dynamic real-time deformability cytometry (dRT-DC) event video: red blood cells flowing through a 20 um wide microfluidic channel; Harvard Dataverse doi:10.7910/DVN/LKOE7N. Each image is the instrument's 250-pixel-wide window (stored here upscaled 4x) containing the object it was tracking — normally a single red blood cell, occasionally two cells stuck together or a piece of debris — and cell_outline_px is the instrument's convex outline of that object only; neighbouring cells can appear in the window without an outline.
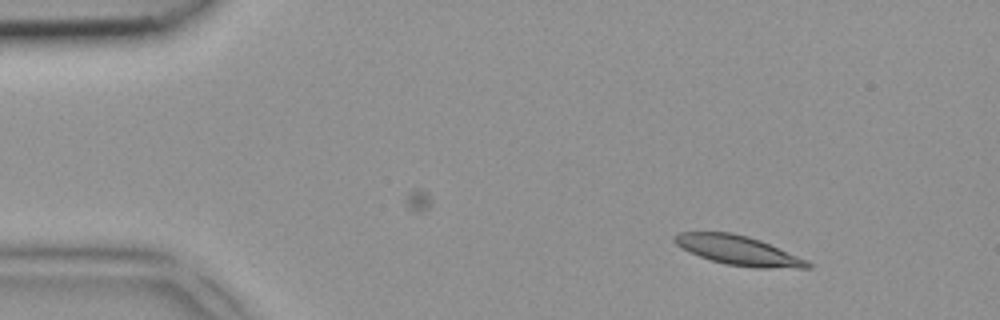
{"species": "common noctule bat (a hibernating species)", "species_latin": "Nyctalus noctula", "temperature_condition": "room temperature", "stored_images_in_passage": 2, "camera_frame_rate_fps": 3000, "um_per_image_px": 0.085, "animal": {"sex": "female", "body_mass_g": 18.4}, "frame": {"image": 1, "passage_image": 2, "time_ms": 0.333, "image_size_px": [1000, 320], "cell_outline_px": [[812, 268], [756, 268], [724, 264], [700, 256], [676, 244], [672, 240], [672, 236], [680, 232], [732, 232], [748, 236], [760, 240], [808, 260], [812, 264]], "centroid_in_image_um": [62.78, 21.28], "position_along_channel_um": 22.2, "area_um2": 22.72}}